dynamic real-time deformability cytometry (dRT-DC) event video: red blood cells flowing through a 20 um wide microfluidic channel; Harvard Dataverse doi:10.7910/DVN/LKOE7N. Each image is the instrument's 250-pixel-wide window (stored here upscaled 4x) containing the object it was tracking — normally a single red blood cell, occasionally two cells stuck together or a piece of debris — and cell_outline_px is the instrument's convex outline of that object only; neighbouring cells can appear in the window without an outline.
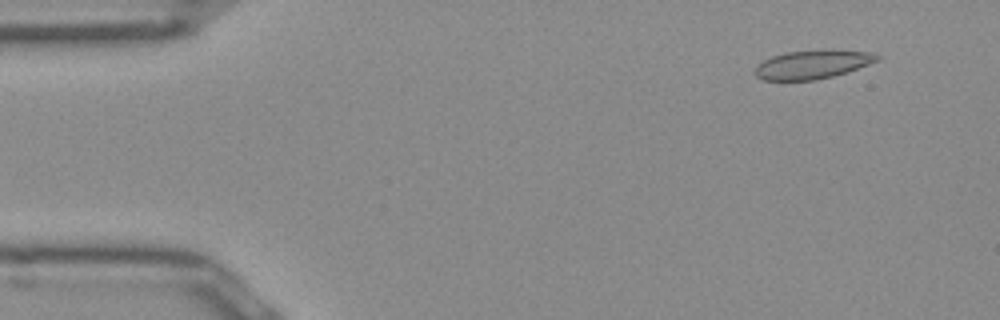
{"species": "Egyptian fruit bat (a non-hibernating species)", "species_latin": "Rousettus aegyptiacus", "temperature_condition": "room temperature", "stored_images_in_passage": 12, "camera_frame_rate_fps": 3000, "um_per_image_px": 0.085, "frame": {"image": 1, "passage_image": 4, "time_ms": 1.0, "image_size_px": [1000, 320], "cell_outline_px": [[884, 56], [880, 60], [848, 72], [816, 80], [764, 80], [756, 76], [752, 72], [764, 60], [772, 56], [788, 52], [824, 48], [828, 48], [872, 52]], "centroid_in_image_um": [69.15, 5.45], "position_along_channel_um": 15.8, "area_um2": 20.92}}